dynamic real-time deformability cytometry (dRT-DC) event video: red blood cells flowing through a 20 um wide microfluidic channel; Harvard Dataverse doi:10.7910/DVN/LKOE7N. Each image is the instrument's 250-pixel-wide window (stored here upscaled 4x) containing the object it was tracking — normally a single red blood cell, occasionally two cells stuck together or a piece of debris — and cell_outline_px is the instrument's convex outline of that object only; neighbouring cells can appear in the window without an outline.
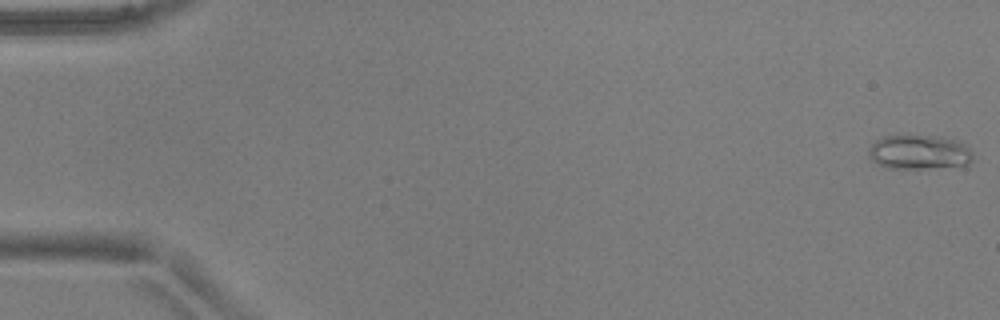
{"species": "common noctule bat (a hibernating species)", "species_latin": "Nyctalus noctula", "temperature_condition": "warm", "stored_images_in_passage": 52, "camera_frame_rate_fps": 3000, "um_per_image_px": 0.085, "animal": {"sex": "male", "body_mass_g": 17.9, "forearm_length_mm": 54.2}, "frame": {"image": 1, "passage_image": 1, "time_ms": 0.0, "image_size_px": [1000, 320], "cell_outline_px": [[972, 160], [968, 164], [924, 168], [888, 168], [876, 164], [872, 160], [868, 152], [868, 148], [876, 140], [884, 136], [940, 136], [956, 140], [964, 144], [972, 152]], "centroid_in_image_um": [78.1, 12.93], "position_along_channel_um": 6.9, "area_um2": 20.69}}
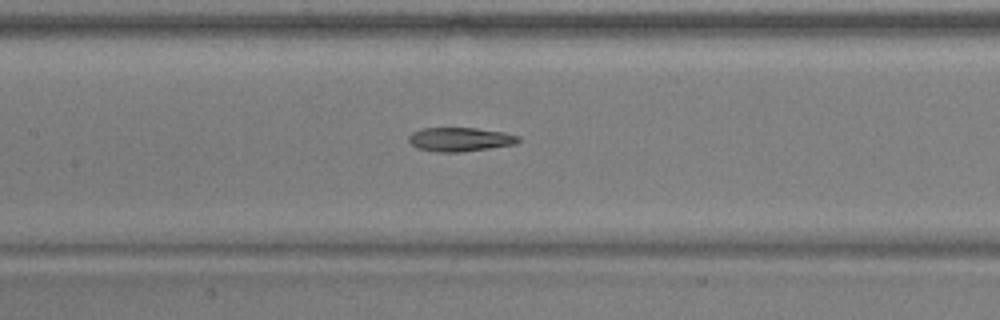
{"frame": {"image": 2, "passage_image": 25, "time_ms": 8.0, "image_size_px": [1000, 320], "cell_outline_px": [[520, 140], [516, 144], [460, 152], [436, 152], [416, 148], [408, 140], [408, 136], [412, 132], [420, 128], [476, 128], [504, 132], [520, 136]], "centroid_in_image_um": [39.08, 11.84], "position_along_channel_um": 168.3, "area_um2": 15.37}}
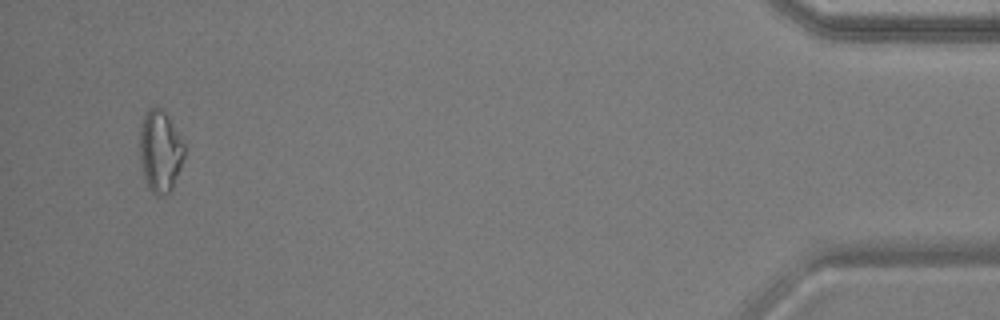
{"frame": {"image": 3, "passage_image": 50, "time_ms": 16.333, "image_size_px": [1000, 320], "cell_outline_px": [[184, 156], [180, 168], [172, 188], [168, 196], [156, 196], [148, 188], [144, 176], [140, 156], [140, 128], [144, 116], [148, 108], [160, 108], [168, 116], [184, 144]], "centroid_in_image_um": [13.61, 12.89], "position_along_channel_um": 421.6, "area_um2": 21.04}, "authors_computed_cell_mechanics": {"area_um2": 16.5597, "velocity_mm_per_s": 3.9289, "shape_relaxation_time_tau1_ms": null, "shape_relaxation_time_tau2_ms": 4.9824, "deformation_change_tau1": null, "deformation_change_tau2": 0.1453}}